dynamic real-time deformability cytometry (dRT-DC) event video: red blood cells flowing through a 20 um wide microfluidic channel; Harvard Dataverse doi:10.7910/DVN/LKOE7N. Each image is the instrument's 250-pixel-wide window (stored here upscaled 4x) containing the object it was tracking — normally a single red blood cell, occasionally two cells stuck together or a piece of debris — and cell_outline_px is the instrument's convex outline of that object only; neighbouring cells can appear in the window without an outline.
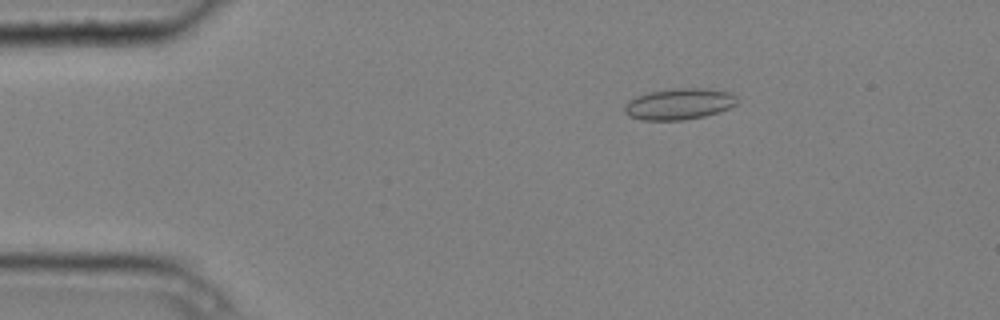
{"species": "common noctule bat (a hibernating species)", "species_latin": "Nyctalus noctula", "temperature_condition": "cold", "stored_images_in_passage": 4, "camera_frame_rate_fps": 3000, "um_per_image_px": 0.085, "animal": {"sex": "male", "body_mass_g": 20.4}, "frame": {"image": 1, "passage_image": 3, "time_ms": 0.667, "image_size_px": [1000, 320], "cell_outline_px": [[736, 104], [728, 108], [704, 116], [684, 120], [640, 120], [628, 116], [624, 112], [624, 108], [628, 100], [636, 96], [652, 92], [672, 88], [700, 88], [732, 92], [736, 96]], "centroid_in_image_um": [57.69, 8.84], "position_along_channel_um": 27.3, "area_um2": 20.4}}